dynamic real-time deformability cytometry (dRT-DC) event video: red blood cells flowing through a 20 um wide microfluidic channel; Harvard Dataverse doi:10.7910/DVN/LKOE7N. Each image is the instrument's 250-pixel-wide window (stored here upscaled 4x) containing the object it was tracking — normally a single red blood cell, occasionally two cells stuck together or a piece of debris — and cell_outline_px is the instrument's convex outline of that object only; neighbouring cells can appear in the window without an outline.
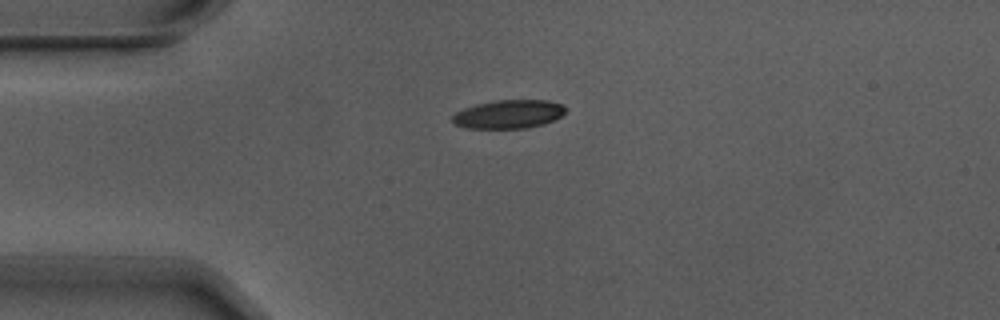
{"species": "Egyptian fruit bat (a non-hibernating species)", "species_latin": "Rousettus aegyptiacus", "temperature_condition": "warm", "stored_images_in_passage": 2, "camera_frame_rate_fps": 3000, "um_per_image_px": 0.085, "animal": {"sex": "male"}, "frame": {"image": 1, "passage_image": 2, "time_ms": 0.333, "image_size_px": [1000, 320], "cell_outline_px": [[568, 108], [560, 116], [544, 124], [524, 128], [464, 128], [456, 124], [452, 120], [452, 116], [456, 112], [464, 108], [476, 104], [496, 100], [548, 100], [560, 104]], "centroid_in_image_um": [43.22, 9.7], "position_along_channel_um": 41.8, "area_um2": 18.73}}